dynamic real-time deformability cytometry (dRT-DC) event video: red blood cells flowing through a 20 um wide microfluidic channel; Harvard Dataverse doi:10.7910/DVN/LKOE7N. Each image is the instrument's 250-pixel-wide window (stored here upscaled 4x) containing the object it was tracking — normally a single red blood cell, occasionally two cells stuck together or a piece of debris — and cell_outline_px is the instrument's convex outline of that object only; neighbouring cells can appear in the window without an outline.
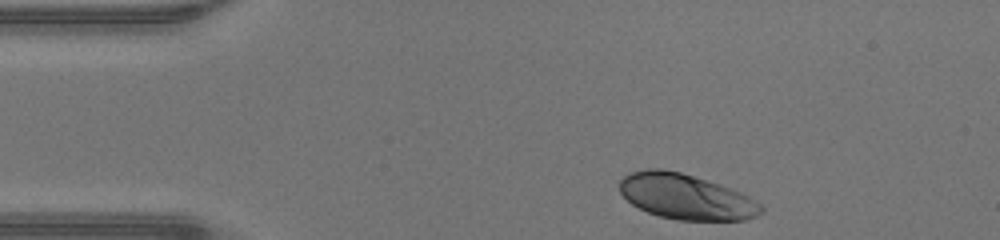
{"species": "human", "species_latin": "Homo sapiens", "temperature_condition": "warm", "stored_images_in_passage": 32, "camera_frame_rate_fps": 3000, "um_per_image_px": 0.085, "donor": {"sex": "male"}, "frame": {"image": 1, "passage_image": 1, "time_ms": 0.0, "image_size_px": [1000, 240], "cell_outline_px": [[764, 212], [756, 216], [744, 220], [680, 220], [660, 216], [648, 212], [632, 204], [620, 192], [620, 180], [628, 172], [648, 168], [660, 168], [680, 172], [708, 180], [732, 188], [756, 200], [764, 208]], "centroid_in_image_um": [58.32, 16.71], "position_along_channel_um": 26.7, "area_um2": 37.45}}
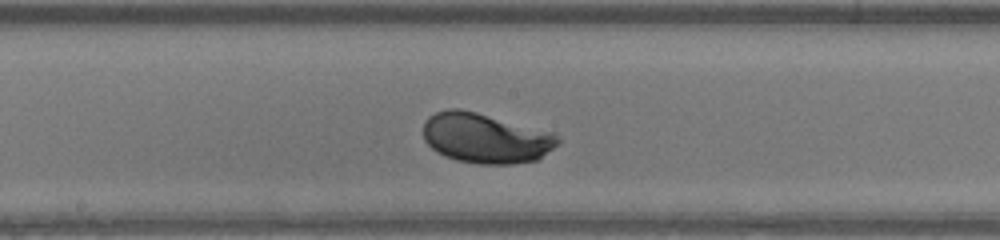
{"frame": {"image": 2, "passage_image": 18, "time_ms": 5.667, "image_size_px": [1000, 240], "cell_outline_px": [[560, 144], [540, 160], [512, 164], [476, 164], [456, 160], [444, 156], [436, 152], [424, 140], [424, 120], [428, 116], [436, 112], [448, 108], [460, 108], [556, 132], [560, 140]], "centroid_in_image_um": [41.33, 11.75], "position_along_channel_um": 206.9, "area_um2": 40.0}}
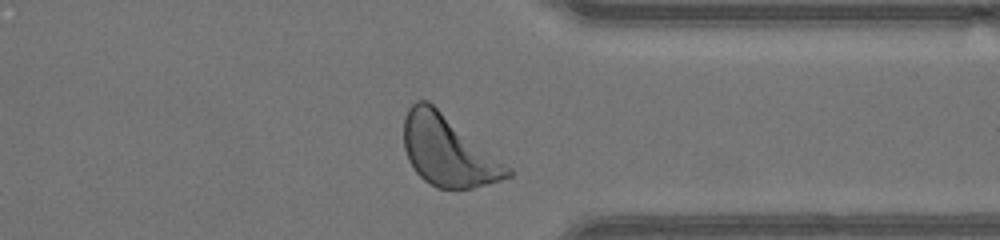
{"frame": {"image": 3, "passage_image": 30, "time_ms": 9.667, "image_size_px": [1000, 240], "cell_outline_px": [[512, 176], [500, 180], [472, 188], [436, 188], [424, 180], [416, 172], [408, 160], [404, 148], [404, 116], [408, 108], [416, 100], [428, 100], [512, 168]], "centroid_in_image_um": [38.07, 12.81], "position_along_channel_um": 373.3, "area_um2": 42.48}, "authors_computed_cell_mechanics": {"area_um2": 38.1769, "velocity_mm_per_s": 4.2807, "shape_relaxation_time_tau1_ms": 1.7593, "shape_relaxation_time_tau2_ms": null, "deformation_change_tau1": 0.1426, "deformation_change_tau2": null}}